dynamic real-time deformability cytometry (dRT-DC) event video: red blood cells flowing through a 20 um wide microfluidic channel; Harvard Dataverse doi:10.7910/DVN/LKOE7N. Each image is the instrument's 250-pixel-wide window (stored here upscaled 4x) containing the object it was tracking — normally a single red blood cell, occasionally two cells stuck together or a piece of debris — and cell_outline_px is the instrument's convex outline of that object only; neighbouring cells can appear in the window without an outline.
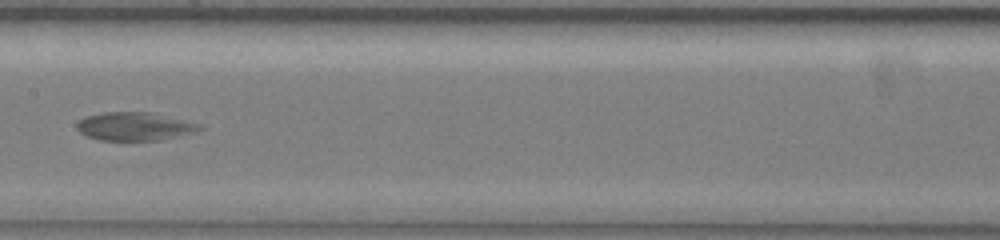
{"species": "common noctule bat (a hibernating species)", "species_latin": "Nyctalus noctula", "temperature_condition": "warm", "stored_images_in_passage": 11, "camera_frame_rate_fps": 3000, "um_per_image_px": 0.085, "animal": {"sex": "female", "body_mass_g": 19.5, "forearm_length_mm": 54.1}, "frame": {"image": 1, "passage_image": 11, "time_ms": 9.333, "image_size_px": [1000, 240], "cell_outline_px": [[204, 128], [196, 132], [160, 140], [100, 140], [88, 136], [80, 132], [76, 128], [76, 124], [80, 120], [88, 116], [104, 112], [148, 112], [200, 124]], "centroid_in_image_um": [11.44, 10.75], "position_along_channel_um": 196.0, "area_um2": 19.94}}